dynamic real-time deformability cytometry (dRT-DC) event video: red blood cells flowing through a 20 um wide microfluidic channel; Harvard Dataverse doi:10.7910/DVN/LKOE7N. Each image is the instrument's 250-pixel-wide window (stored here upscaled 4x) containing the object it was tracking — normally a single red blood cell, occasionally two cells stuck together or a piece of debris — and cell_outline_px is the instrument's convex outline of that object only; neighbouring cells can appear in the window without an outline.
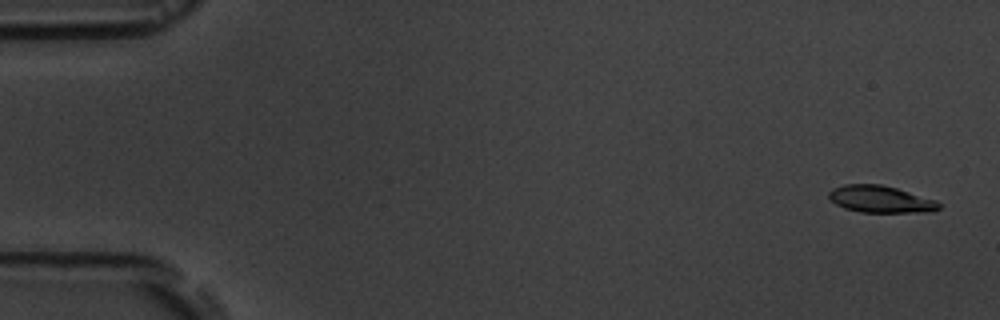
{"species": "common noctule bat (a hibernating species)", "species_latin": "Nyctalus noctula", "temperature_condition": "room temperature", "stored_images_in_passage": 5, "camera_frame_rate_fps": 3000, "um_per_image_px": 0.085, "animal": {"sex": "male", "body_mass_g": 19.5, "forearm_length_mm": 54.6}, "frame": {"image": 1, "passage_image": 1, "time_ms": 0.0, "image_size_px": [1000, 320], "cell_outline_px": [[940, 208], [932, 212], [860, 212], [844, 208], [836, 204], [828, 196], [828, 192], [832, 188], [844, 184], [880, 184], [896, 188], [936, 200], [940, 204]], "centroid_in_image_um": [74.83, 16.93], "position_along_channel_um": 10.2, "area_um2": 17.28}}
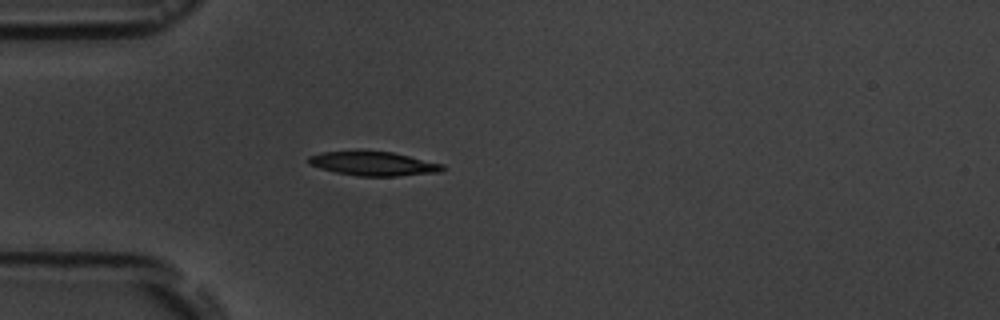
{"frame": {"image": 2, "passage_image": 5, "time_ms": 4.667, "image_size_px": [1000, 320], "cell_outline_px": [[448, 168], [440, 172], [396, 176], [356, 176], [336, 172], [320, 168], [308, 164], [308, 156], [324, 152], [356, 148], [392, 152], [444, 164]], "centroid_in_image_um": [31.72, 13.87], "position_along_channel_um": 53.3, "area_um2": 19.54}}